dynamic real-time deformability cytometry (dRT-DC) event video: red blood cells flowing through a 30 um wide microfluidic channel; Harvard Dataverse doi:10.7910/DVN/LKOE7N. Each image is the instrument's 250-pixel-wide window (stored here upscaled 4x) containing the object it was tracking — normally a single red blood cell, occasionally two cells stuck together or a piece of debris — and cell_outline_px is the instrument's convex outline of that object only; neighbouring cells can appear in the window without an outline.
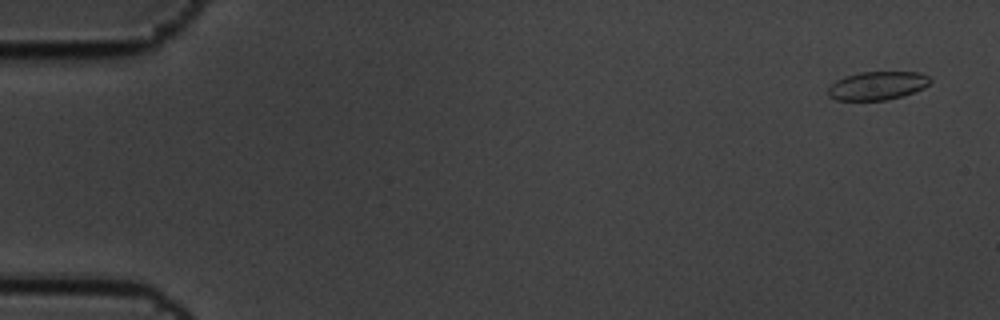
{"species": "common noctule bat (a hibernating species)", "species_latin": "Nyctalus noctula", "temperature_condition": "cold", "stored_images_in_passage": 9, "camera_frame_rate_fps": 3000, "um_per_image_px": 0.085, "animal": {"sex": "male", "body_mass_g": 19.5, "forearm_length_mm": 54.6}, "frame": {"image": 1, "passage_image": 1, "time_ms": 0.0, "image_size_px": [1000, 320], "cell_outline_px": [[932, 80], [924, 88], [904, 96], [888, 100], [836, 100], [828, 96], [828, 88], [836, 80], [860, 72], [920, 72], [928, 76]], "centroid_in_image_um": [74.6, 7.29], "position_along_channel_um": 10.4, "area_um2": 16.94}}
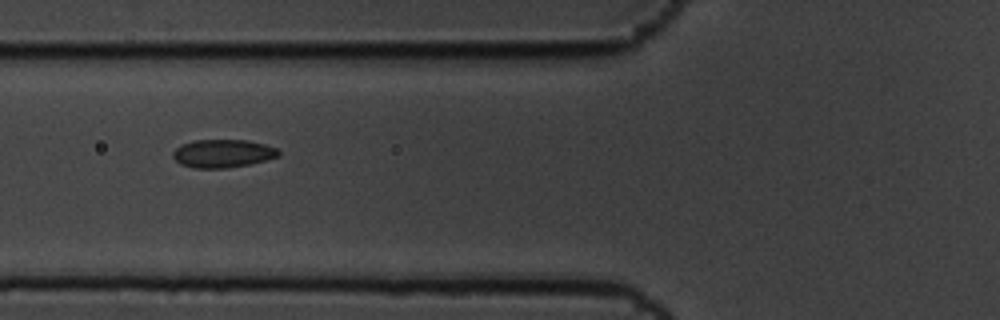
{"frame": {"image": 2, "passage_image": 6, "time_ms": 1.667, "image_size_px": [1000, 320], "cell_outline_px": [[280, 156], [248, 164], [224, 168], [196, 168], [180, 164], [172, 156], [172, 152], [180, 144], [192, 140], [248, 140], [264, 144], [276, 148], [280, 152]], "centroid_in_image_um": [18.9, 13.03], "position_along_channel_um": 106.9, "area_um2": 17.28}}
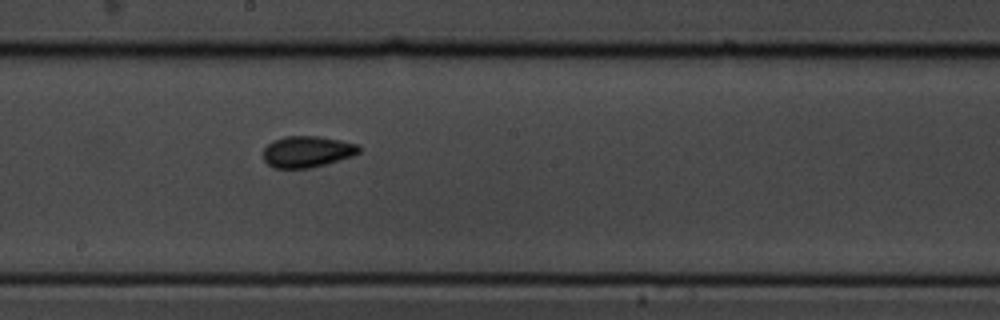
{"frame": {"image": 3, "passage_image": 9, "time_ms": 2.667, "image_size_px": [1000, 320], "cell_outline_px": [[360, 152], [352, 156], [324, 164], [308, 168], [272, 168], [264, 160], [264, 148], [272, 140], [284, 136], [320, 136], [340, 140], [356, 144], [360, 148]], "centroid_in_image_um": [26.08, 12.88], "position_along_channel_um": 222.1, "area_um2": 17.4}}